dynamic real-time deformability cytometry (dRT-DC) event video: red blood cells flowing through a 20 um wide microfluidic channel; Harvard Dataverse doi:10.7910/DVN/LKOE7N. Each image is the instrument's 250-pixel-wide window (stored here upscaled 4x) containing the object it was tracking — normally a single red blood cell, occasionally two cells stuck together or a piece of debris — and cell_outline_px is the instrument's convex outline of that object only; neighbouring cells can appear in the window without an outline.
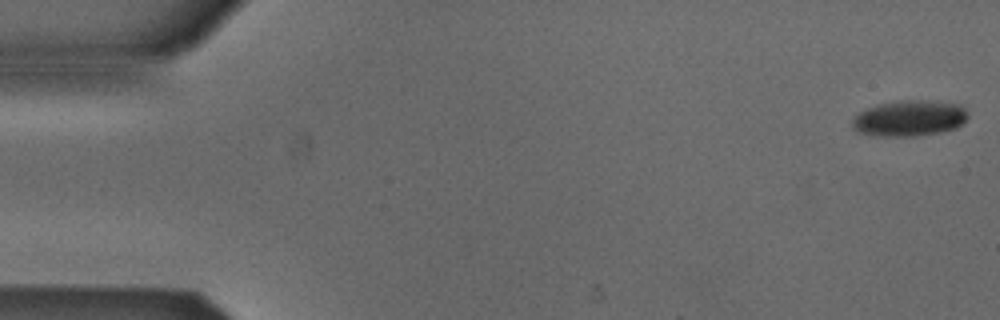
{"species": "Egyptian fruit bat (a non-hibernating species)", "species_latin": "Rousettus aegyptiacus", "temperature_condition": "cold", "stored_images_in_passage": 53, "camera_frame_rate_fps": 3000, "um_per_image_px": 0.085, "animal": {"sex": "male"}, "frame": {"image": 1, "passage_image": 1, "time_ms": 0.0, "image_size_px": [1000, 320], "cell_outline_px": [[968, 116], [956, 128], [940, 132], [916, 136], [872, 136], [856, 132], [852, 128], [852, 120], [860, 112], [868, 108], [880, 104], [900, 100], [920, 100], [960, 104], [964, 108]], "centroid_in_image_um": [77.26, 10.07], "position_along_channel_um": 7.7, "area_um2": 24.1}}
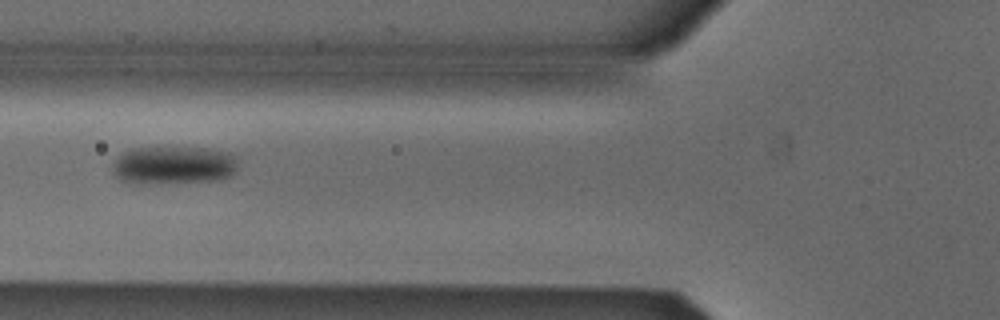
{"frame": {"image": 2, "passage_image": 20, "time_ms": 6.333, "image_size_px": [1000, 320], "cell_outline_px": [[236, 172], [232, 176], [216, 180], [160, 184], [132, 184], [120, 180], [112, 172], [112, 164], [116, 156], [132, 148], [208, 148], [232, 152], [236, 156]], "centroid_in_image_um": [14.74, 14.06], "position_along_channel_um": 111.1, "area_um2": 28.5}}
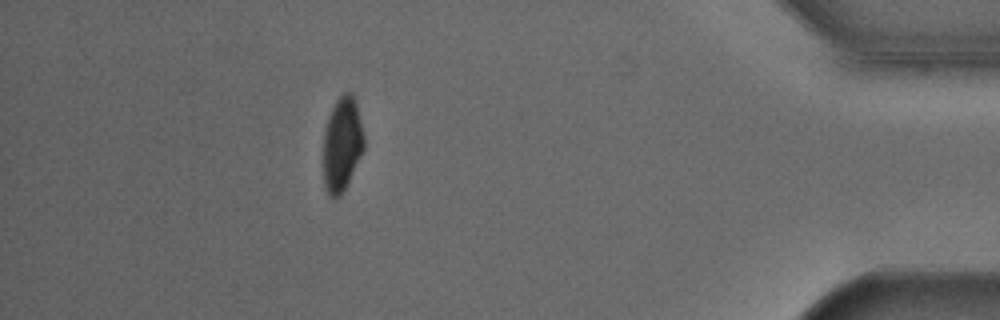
{"frame": {"image": 3, "passage_image": 47, "time_ms": 15.333, "image_size_px": [1000, 320], "cell_outline_px": [[364, 148], [348, 184], [340, 196], [332, 200], [328, 196], [324, 188], [324, 132], [328, 116], [336, 100], [344, 92], [352, 92], [356, 104], [364, 136]], "centroid_in_image_um": [29.06, 12.3], "position_along_channel_um": 406.1, "area_um2": 22.43}, "authors_computed_cell_mechanics": {"area_um2": 26.01, "velocity_mm_per_s": 3.8704, "shape_relaxation_time_tau1_ms": 5.2318, "shape_relaxation_time_tau2_ms": null, "deformation_change_tau1": 0.1155, "deformation_change_tau2": null}}